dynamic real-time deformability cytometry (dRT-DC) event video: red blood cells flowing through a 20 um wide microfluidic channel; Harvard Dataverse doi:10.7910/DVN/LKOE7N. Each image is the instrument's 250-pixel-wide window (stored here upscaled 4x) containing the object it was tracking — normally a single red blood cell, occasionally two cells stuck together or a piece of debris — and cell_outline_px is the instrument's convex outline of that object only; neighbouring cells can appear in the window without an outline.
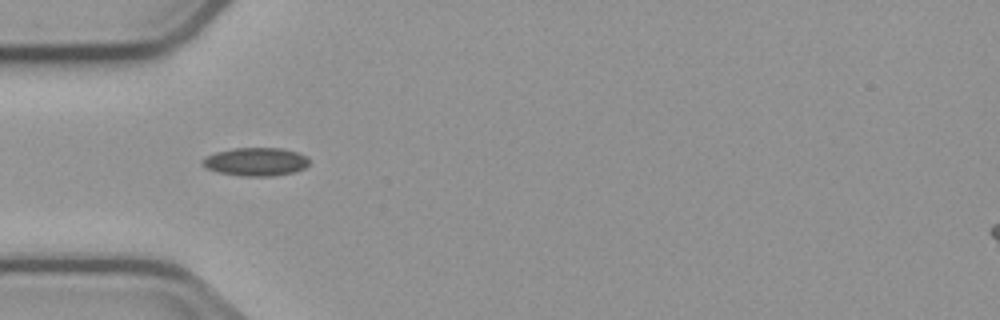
{"species": "common noctule bat (a hibernating species)", "species_latin": "Nyctalus noctula", "temperature_condition": "cold", "stored_images_in_passage": 3, "camera_frame_rate_fps": 3000, "um_per_image_px": 0.085, "animal": {"sex": "male", "body_mass_g": 23.1, "forearm_length_mm": 52.7}, "frame": {"image": 1, "passage_image": 2, "time_ms": 1.333, "image_size_px": [1000, 320], "cell_outline_px": [[308, 164], [304, 168], [292, 172], [272, 176], [240, 176], [216, 172], [204, 168], [200, 164], [200, 160], [204, 156], [216, 152], [236, 148], [284, 148], [308, 156]], "centroid_in_image_um": [21.67, 13.75], "position_along_channel_um": 63.3, "area_um2": 17.8}}
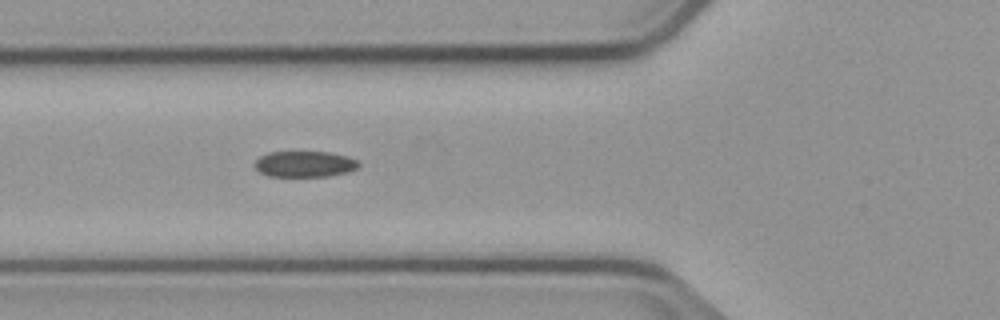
{"frame": {"image": 2, "passage_image": 3, "time_ms": 2.333, "image_size_px": [1000, 320], "cell_outline_px": [[360, 164], [356, 168], [348, 172], [328, 176], [268, 176], [260, 172], [252, 164], [260, 156], [268, 152], [328, 152], [348, 156], [356, 160]], "centroid_in_image_um": [25.87, 13.94], "position_along_channel_um": 99.9, "area_um2": 15.72}}